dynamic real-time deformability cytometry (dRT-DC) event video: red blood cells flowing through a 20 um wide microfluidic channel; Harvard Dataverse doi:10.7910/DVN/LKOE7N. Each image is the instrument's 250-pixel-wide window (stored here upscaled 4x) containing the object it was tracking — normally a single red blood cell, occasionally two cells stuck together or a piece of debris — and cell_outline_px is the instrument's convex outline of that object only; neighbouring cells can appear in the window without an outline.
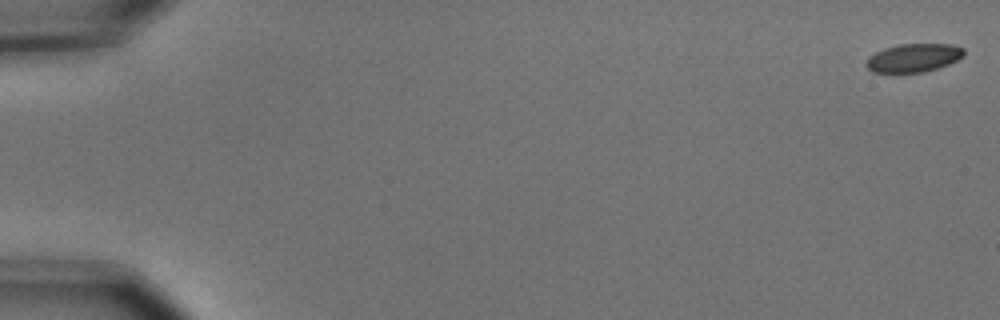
{"species": "common noctule bat (a hibernating species)", "species_latin": "Nyctalus noctula", "temperature_condition": "cold", "stored_images_in_passage": 6, "camera_frame_rate_fps": 3000, "um_per_image_px": 0.085, "animal": {"sex": "male", "body_mass_g": 15.6}, "frame": {"image": 1, "passage_image": 1, "time_ms": 0.0, "image_size_px": [1000, 320], "cell_outline_px": [[964, 56], [948, 64], [924, 72], [872, 72], [864, 64], [868, 56], [884, 48], [900, 44], [952, 44], [964, 48]], "centroid_in_image_um": [77.64, 4.91], "position_along_channel_um": 7.4, "area_um2": 16.13}}
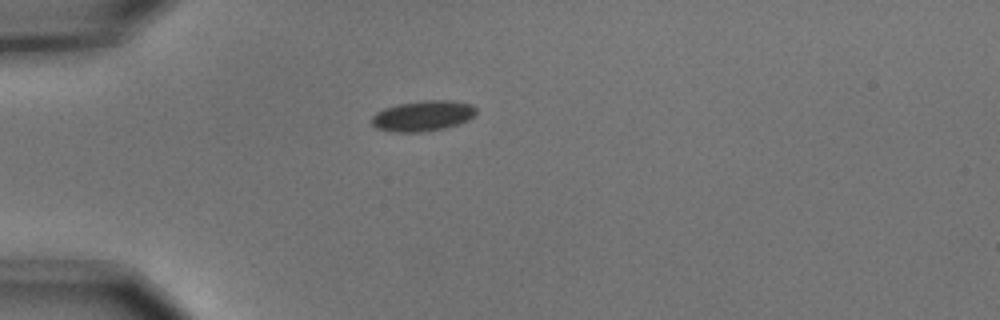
{"frame": {"image": 2, "passage_image": 5, "time_ms": 1.333, "image_size_px": [1000, 320], "cell_outline_px": [[476, 116], [468, 120], [444, 128], [420, 132], [392, 132], [376, 128], [372, 124], [372, 116], [376, 112], [384, 108], [396, 104], [424, 100], [452, 100], [472, 104], [476, 108]], "centroid_in_image_um": [35.94, 9.84], "position_along_channel_um": 49.1, "area_um2": 18.73}}